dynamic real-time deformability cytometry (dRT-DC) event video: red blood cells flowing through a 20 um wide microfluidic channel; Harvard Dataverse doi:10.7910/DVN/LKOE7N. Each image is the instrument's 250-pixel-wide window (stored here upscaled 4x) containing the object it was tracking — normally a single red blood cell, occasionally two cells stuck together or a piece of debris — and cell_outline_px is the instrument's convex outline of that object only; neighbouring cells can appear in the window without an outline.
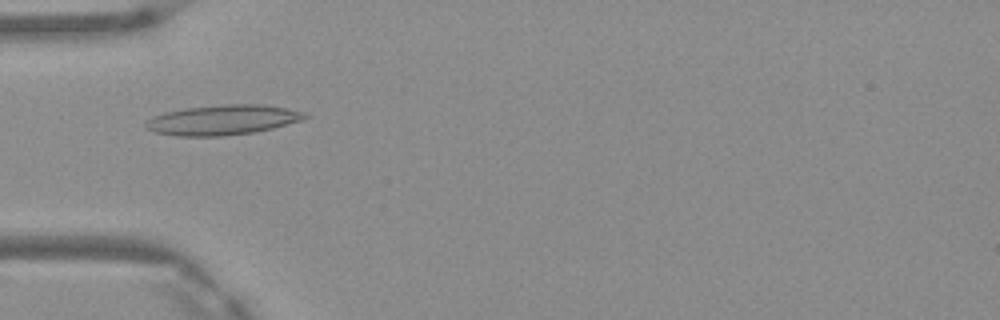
{"species": "Egyptian fruit bat (a non-hibernating species)", "species_latin": "Rousettus aegyptiacus", "temperature_condition": "warm", "stored_images_in_passage": 2, "camera_frame_rate_fps": 3000, "um_per_image_px": 0.085, "frame": {"image": 1, "passage_image": 2, "time_ms": 0.333, "image_size_px": [1000, 320], "cell_outline_px": [[312, 116], [304, 120], [272, 128], [252, 132], [220, 136], [176, 136], [152, 132], [144, 128], [144, 124], [152, 116], [168, 112], [188, 108], [228, 104], [260, 104], [284, 108], [304, 112]], "centroid_in_image_um": [18.93, 10.2], "position_along_channel_um": 66.1, "area_um2": 27.69}}